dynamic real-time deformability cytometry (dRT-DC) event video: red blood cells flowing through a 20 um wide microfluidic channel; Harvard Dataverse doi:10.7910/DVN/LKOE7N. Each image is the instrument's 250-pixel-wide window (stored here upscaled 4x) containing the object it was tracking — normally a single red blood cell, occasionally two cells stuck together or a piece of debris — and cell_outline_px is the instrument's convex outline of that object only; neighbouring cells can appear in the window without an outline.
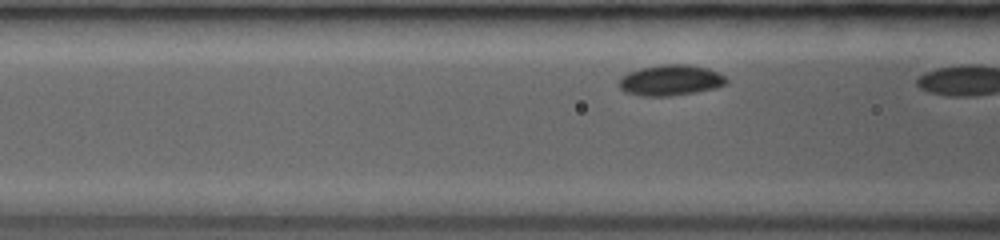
{"species": "common noctule bat (a hibernating species)", "species_latin": "Nyctalus noctula", "temperature_condition": "room temperature", "stored_images_in_passage": 4, "segment_of_instrument_passage": [2, 2], "camera_frame_rate_fps": 3000, "um_per_image_px": 0.085, "animal": {"sex": "female", "body_mass_g": 19.0, "forearm_length_mm": 53.3}, "frame": {"image": 1, "passage_image": 4, "time_ms": 3.0, "image_size_px": [1000, 240], "cell_outline_px": [[728, 84], [696, 92], [672, 96], [640, 96], [624, 92], [620, 88], [620, 76], [628, 72], [640, 68], [660, 64], [688, 64], [708, 68], [724, 76], [728, 80]], "centroid_in_image_um": [56.98, 6.82], "position_along_channel_um": 109.6, "area_um2": 19.36}}